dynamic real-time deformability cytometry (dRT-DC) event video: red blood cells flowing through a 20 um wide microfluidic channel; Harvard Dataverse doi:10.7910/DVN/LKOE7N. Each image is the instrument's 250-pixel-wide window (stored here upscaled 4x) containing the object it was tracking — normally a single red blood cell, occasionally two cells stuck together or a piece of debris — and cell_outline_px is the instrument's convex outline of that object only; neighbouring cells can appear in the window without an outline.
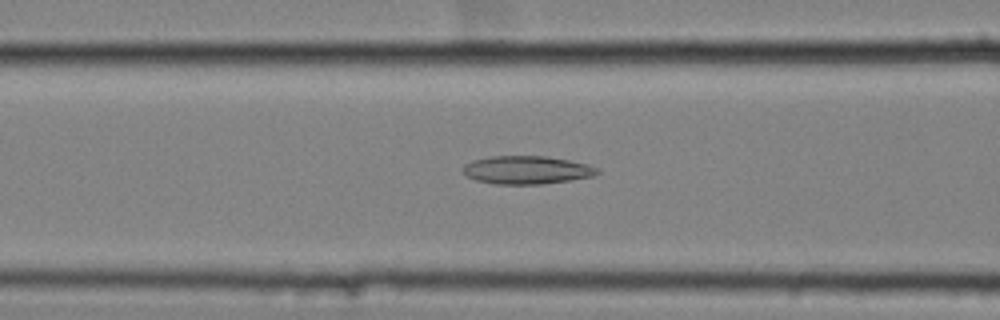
{"species": "common noctule bat (a hibernating species)", "species_latin": "Nyctalus noctula", "temperature_condition": "cold", "stored_images_in_passage": 57, "camera_frame_rate_fps": 3000, "um_per_image_px": 0.085, "animal": {"sex": "female", "body_mass_g": 25.1}, "frame": {"image": 1, "passage_image": 24, "time_ms": 7.667, "image_size_px": [1000, 320], "cell_outline_px": [[600, 172], [592, 176], [544, 184], [496, 184], [476, 180], [468, 176], [464, 172], [464, 164], [472, 160], [492, 156], [544, 156], [568, 160], [588, 164], [596, 168]], "centroid_in_image_um": [44.76, 14.44], "position_along_channel_um": 121.8, "area_um2": 21.79}}
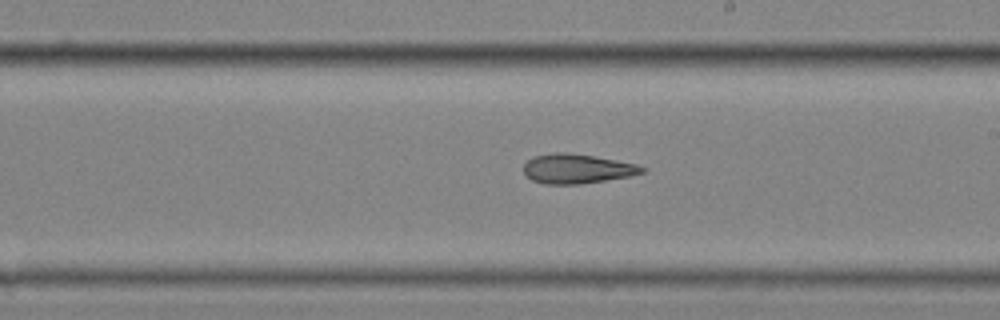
{"frame": {"image": 2, "passage_image": 34, "time_ms": 11.0, "image_size_px": [1000, 320], "cell_outline_px": [[644, 172], [628, 176], [580, 184], [544, 184], [532, 180], [524, 172], [524, 164], [532, 156], [556, 152], [564, 152], [592, 156], [636, 164], [644, 168]], "centroid_in_image_um": [48.98, 14.34], "position_along_channel_um": 240.0, "area_um2": 20.0}}
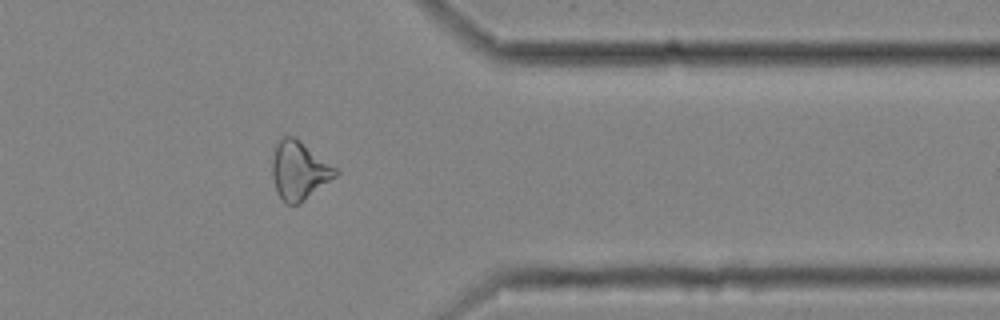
{"frame": {"image": 3, "passage_image": 47, "time_ms": 15.333, "image_size_px": [1000, 320], "cell_outline_px": [[340, 172], [336, 176], [300, 204], [284, 204], [276, 192], [272, 176], [272, 160], [276, 144], [284, 136], [292, 136], [300, 140], [340, 168]], "centroid_in_image_um": [25.46, 14.5], "position_along_channel_um": 385.9, "area_um2": 21.96}, "authors_computed_cell_mechanics": {"area_um2": 22.3108, "velocity_mm_per_s": 3.5496, "shape_relaxation_time_tau1_ms": null, "shape_relaxation_time_tau2_ms": 4.9125, "deformation_change_tau1": null, "deformation_change_tau2": 0.1512}}